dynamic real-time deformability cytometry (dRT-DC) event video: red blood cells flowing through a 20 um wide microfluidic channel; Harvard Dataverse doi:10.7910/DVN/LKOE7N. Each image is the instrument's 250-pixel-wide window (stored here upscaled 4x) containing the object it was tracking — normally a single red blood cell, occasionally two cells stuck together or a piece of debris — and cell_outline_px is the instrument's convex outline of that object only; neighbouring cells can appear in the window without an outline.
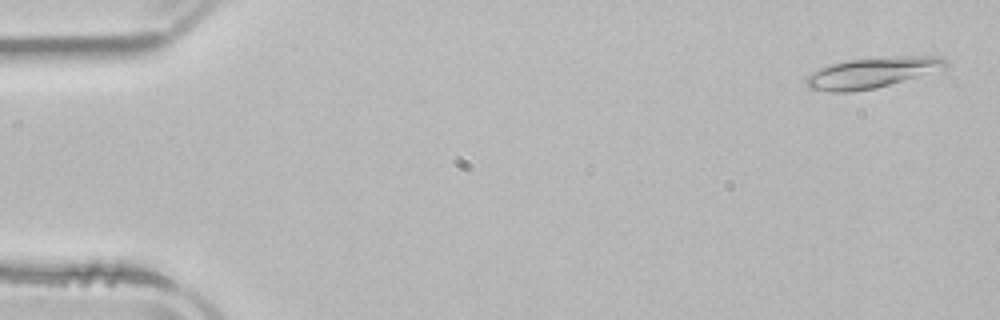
{"species": "common noctule bat (a hibernating species)", "species_latin": "Nyctalus noctula", "temperature_condition": "room temperature", "stored_images_in_passage": 52, "camera_frame_rate_fps": 3000, "um_per_image_px": 0.085, "animal": {"sex": "male", "body_mass_g": 21.5, "forearm_length_mm": 52.0}, "frame": {"image": 1, "passage_image": 2, "time_ms": 0.333, "image_size_px": [1000, 320], "cell_outline_px": [[948, 64], [944, 68], [876, 88], [852, 92], [832, 92], [808, 88], [804, 84], [804, 80], [812, 72], [820, 68], [832, 64], [848, 60], [892, 56], [940, 56]], "centroid_in_image_um": [74.05, 6.18], "position_along_channel_um": 10.9, "area_um2": 24.57}}
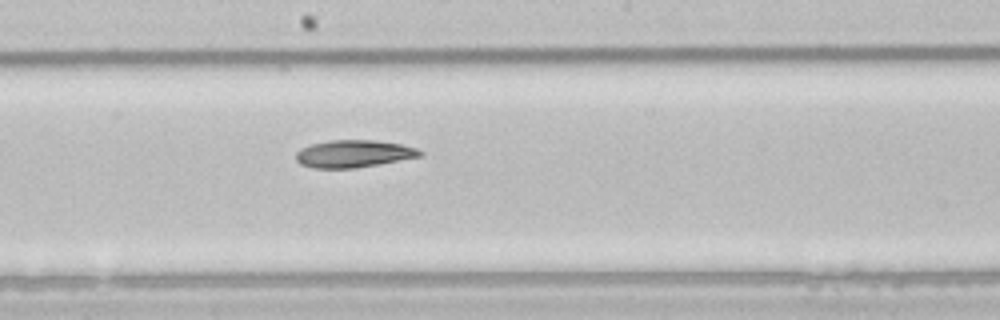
{"frame": {"image": 2, "passage_image": 28, "time_ms": 9.0, "image_size_px": [1000, 320], "cell_outline_px": [[424, 156], [380, 164], [352, 168], [316, 168], [300, 164], [296, 160], [296, 152], [300, 148], [312, 144], [328, 140], [376, 140], [400, 144], [416, 148], [424, 152]], "centroid_in_image_um": [30.08, 13.06], "position_along_channel_um": 218.1, "area_um2": 19.88}}
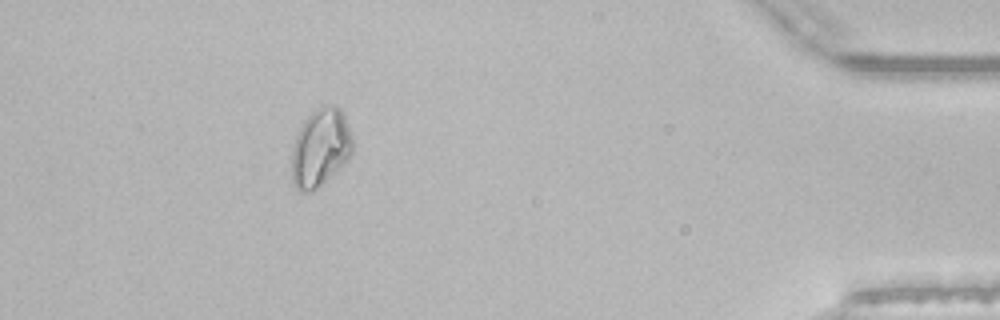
{"frame": {"image": 3, "passage_image": 47, "time_ms": 15.333, "image_size_px": [1000, 320], "cell_outline_px": [[352, 152], [348, 160], [332, 176], [316, 188], [308, 192], [300, 192], [296, 188], [292, 180], [292, 148], [296, 136], [304, 120], [320, 104], [336, 104], [340, 108], [348, 124], [352, 136]], "centroid_in_image_um": [27.24, 12.53], "position_along_channel_um": 408.0, "area_um2": 27.86}}